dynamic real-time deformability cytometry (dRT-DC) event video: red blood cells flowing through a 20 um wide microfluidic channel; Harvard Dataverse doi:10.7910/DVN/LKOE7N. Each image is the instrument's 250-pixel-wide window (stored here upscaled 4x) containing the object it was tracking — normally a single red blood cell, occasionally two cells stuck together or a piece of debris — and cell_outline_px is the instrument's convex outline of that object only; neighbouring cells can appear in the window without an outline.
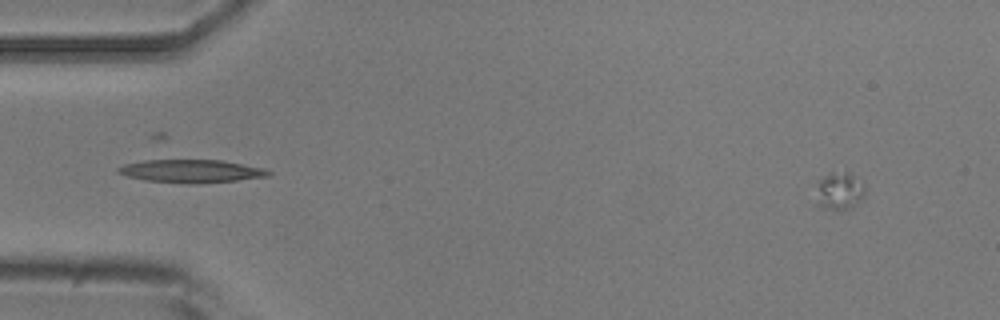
{"species": "common noctule bat (a hibernating species)", "species_latin": "Nyctalus noctula", "temperature_condition": "room temperature", "stored_images_in_passage": 6, "segment_of_instrument_passage": [2, 2], "camera_frame_rate_fps": 3000, "um_per_image_px": 0.085, "animal": {"sex": "male", "body_mass_g": 20.5, "forearm_length_mm": 52.5}, "frame": {"image": 1, "passage_image": 6, "time_ms": 6.667, "image_size_px": [1000, 320], "cell_outline_px": [[864, 196], [852, 208], [824, 208], [816, 204], [820, 180], [824, 176], [832, 172], [848, 172], [864, 184]], "centroid_in_image_um": [71.37, 16.22], "position_along_channel_um": 13.6, "area_um2": 10.29}}